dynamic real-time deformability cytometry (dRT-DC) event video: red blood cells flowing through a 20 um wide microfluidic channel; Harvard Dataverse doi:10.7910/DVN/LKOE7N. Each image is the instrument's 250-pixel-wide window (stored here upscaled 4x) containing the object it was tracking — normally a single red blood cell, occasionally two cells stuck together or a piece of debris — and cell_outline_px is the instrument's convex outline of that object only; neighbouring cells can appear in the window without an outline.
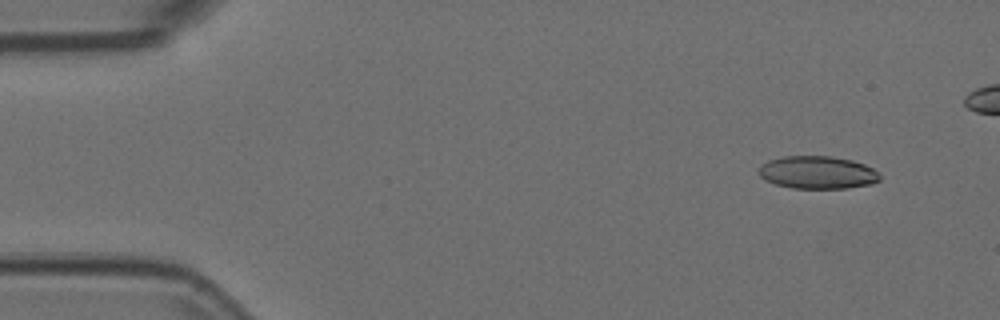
{"species": "Egyptian fruit bat (a non-hibernating species)", "species_latin": "Rousettus aegyptiacus", "temperature_condition": "room temperature", "stored_images_in_passage": 10, "camera_frame_rate_fps": 3000, "um_per_image_px": 0.085, "animal": {"sex": "female"}, "frame": {"image": 1, "passage_image": 5, "time_ms": 1.333, "image_size_px": [1000, 320], "cell_outline_px": [[880, 180], [872, 184], [848, 188], [792, 188], [776, 184], [764, 180], [760, 176], [760, 168], [768, 160], [784, 156], [832, 156], [852, 160], [864, 164], [880, 172]], "centroid_in_image_um": [69.53, 14.66], "position_along_channel_um": 15.5, "area_um2": 23.12}}